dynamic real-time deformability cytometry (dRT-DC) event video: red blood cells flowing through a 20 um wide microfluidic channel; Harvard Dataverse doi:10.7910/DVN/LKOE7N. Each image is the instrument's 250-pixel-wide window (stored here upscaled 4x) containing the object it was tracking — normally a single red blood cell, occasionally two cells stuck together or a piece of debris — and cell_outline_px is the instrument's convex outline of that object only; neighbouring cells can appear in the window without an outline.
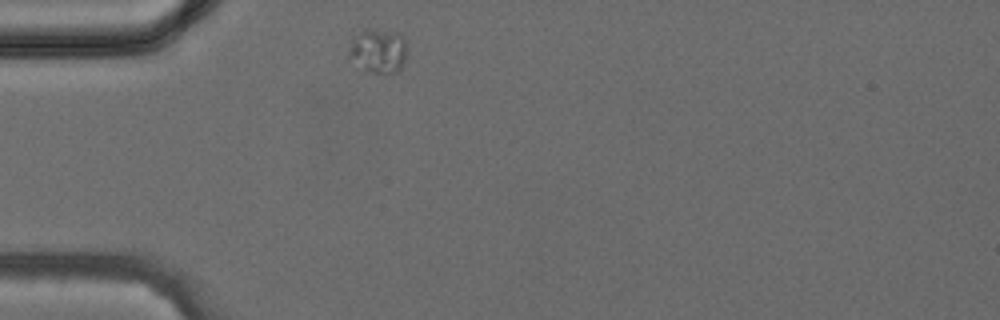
{"species": "common noctule bat (a hibernating species)", "species_latin": "Nyctalus noctula", "temperature_condition": "cold", "stored_images_in_passage": 24, "camera_frame_rate_fps": 3000, "um_per_image_px": 0.085, "animal": {"sex": "female", "body_mass_g": 24.6, "forearm_length_mm": 56.2}, "frame": {"image": 1, "passage_image": 1, "time_ms": 0.0, "image_size_px": [1000, 320], "cell_outline_px": [[408, 44], [404, 60], [400, 68], [396, 72], [364, 72], [348, 60], [348, 52], [352, 36], [364, 28], [368, 28], [400, 32], [404, 36]], "centroid_in_image_um": [32.11, 4.29], "position_along_channel_um": 52.9, "area_um2": 15.72}}